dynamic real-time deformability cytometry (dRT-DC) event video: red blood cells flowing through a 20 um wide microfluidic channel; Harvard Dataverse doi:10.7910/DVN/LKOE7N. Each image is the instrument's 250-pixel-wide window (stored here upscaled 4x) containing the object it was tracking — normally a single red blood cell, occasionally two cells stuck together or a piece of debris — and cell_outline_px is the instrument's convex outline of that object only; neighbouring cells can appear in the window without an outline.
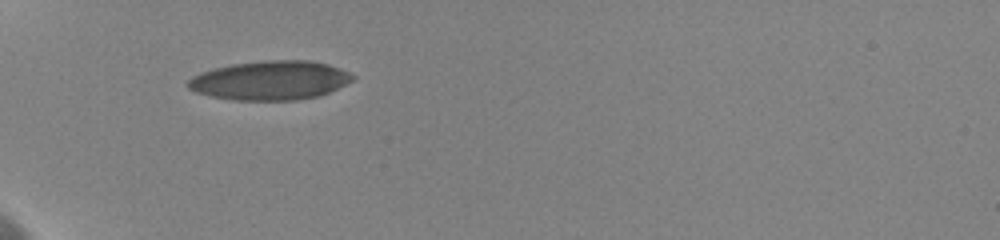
{"species": "human", "species_latin": "Homo sapiens", "temperature_condition": "cold", "stored_images_in_passage": 9, "camera_frame_rate_fps": 3000, "um_per_image_px": 0.085, "donor": {"sex": "female"}, "frame": {"image": 1, "passage_image": 1, "time_ms": 0.0, "image_size_px": [1000, 240], "cell_outline_px": [[356, 76], [352, 80], [320, 96], [296, 100], [232, 100], [212, 96], [196, 92], [188, 88], [184, 84], [192, 76], [200, 72], [232, 64], [264, 60], [308, 60], [328, 64], [352, 72]], "centroid_in_image_um": [22.96, 6.83], "position_along_channel_um": 62.0, "area_um2": 37.63}}